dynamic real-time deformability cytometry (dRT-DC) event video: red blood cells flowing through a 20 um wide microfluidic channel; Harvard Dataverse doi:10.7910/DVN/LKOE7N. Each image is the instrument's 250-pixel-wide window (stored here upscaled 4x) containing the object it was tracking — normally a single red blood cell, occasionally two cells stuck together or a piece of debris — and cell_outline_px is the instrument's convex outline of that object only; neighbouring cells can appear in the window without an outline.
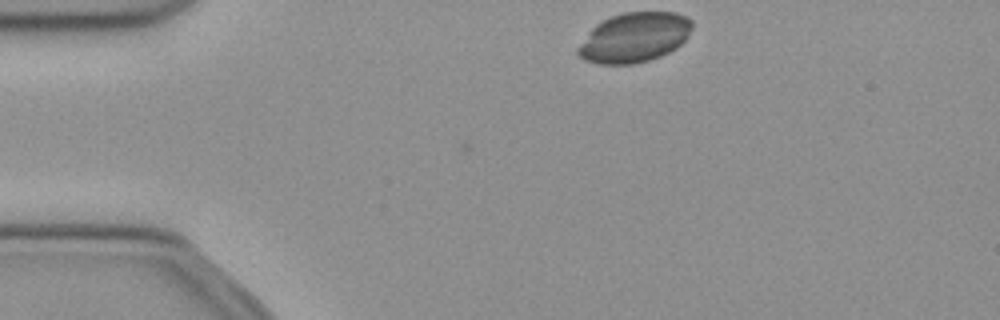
{"species": "common noctule bat (a hibernating species)", "species_latin": "Nyctalus noctula", "temperature_condition": "cold", "stored_images_in_passage": 3, "camera_frame_rate_fps": 3000, "um_per_image_px": 0.085, "animal": {"sex": "female", "body_mass_g": 21.9}, "frame": {"image": 1, "passage_image": 3, "time_ms": 0.667, "image_size_px": [1000, 320], "cell_outline_px": [[692, 28], [688, 36], [676, 48], [660, 56], [648, 60], [632, 64], [600, 64], [584, 60], [576, 52], [576, 48], [592, 28], [596, 24], [612, 16], [624, 12], [676, 12], [692, 20]], "centroid_in_image_um": [53.91, 3.18], "position_along_channel_um": 31.1, "area_um2": 32.95}}